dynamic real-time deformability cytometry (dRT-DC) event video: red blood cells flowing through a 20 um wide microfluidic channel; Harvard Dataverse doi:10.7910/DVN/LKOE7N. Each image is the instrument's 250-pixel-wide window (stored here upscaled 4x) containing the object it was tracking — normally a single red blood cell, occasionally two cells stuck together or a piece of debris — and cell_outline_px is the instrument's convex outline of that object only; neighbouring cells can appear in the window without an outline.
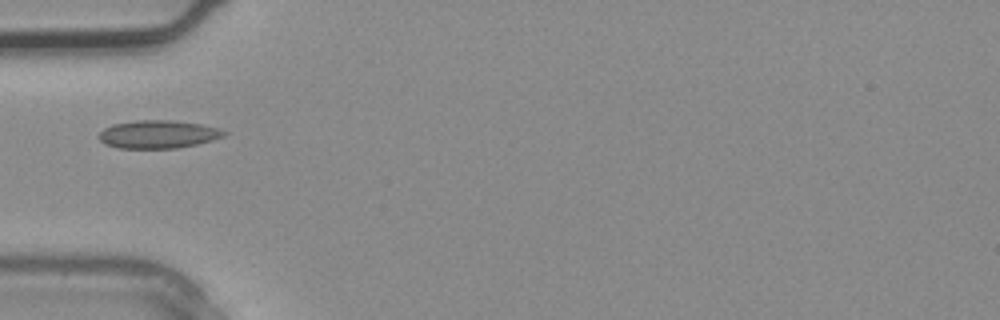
{"species": "common noctule bat (a hibernating species)", "species_latin": "Nyctalus noctula", "temperature_condition": "warm", "stored_images_in_passage": 2, "camera_frame_rate_fps": 3000, "um_per_image_px": 0.085, "animal": {"sex": "male", "body_mass_g": 20.4}, "frame": {"image": 1, "passage_image": 2, "time_ms": 0.333, "image_size_px": [1000, 320], "cell_outline_px": [[228, 132], [224, 136], [212, 140], [196, 144], [176, 148], [116, 148], [104, 144], [100, 140], [100, 132], [104, 128], [112, 124], [136, 120], [172, 120], [200, 124], [220, 128]], "centroid_in_image_um": [13.44, 11.41], "position_along_channel_um": 71.6, "area_um2": 20.46}}